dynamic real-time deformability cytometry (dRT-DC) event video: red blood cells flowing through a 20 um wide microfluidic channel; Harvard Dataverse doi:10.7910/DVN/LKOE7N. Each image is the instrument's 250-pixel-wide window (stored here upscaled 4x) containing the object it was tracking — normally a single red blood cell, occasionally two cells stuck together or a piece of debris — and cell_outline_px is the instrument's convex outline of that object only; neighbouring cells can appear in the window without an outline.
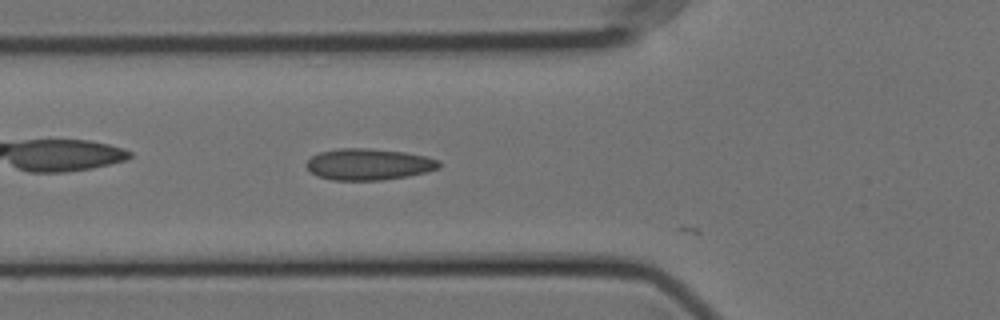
{"species": "Egyptian fruit bat (a non-hibernating species)", "species_latin": "Rousettus aegyptiacus", "temperature_condition": "cold", "stored_images_in_passage": 40, "camera_frame_rate_fps": 3000, "um_per_image_px": 0.085, "animal": {"sex": "female"}, "frame": {"image": 1, "passage_image": 3, "time_ms": 0.667, "image_size_px": [1000, 320], "cell_outline_px": [[440, 168], [428, 172], [408, 176], [384, 180], [332, 180], [316, 176], [304, 164], [312, 156], [320, 152], [340, 148], [372, 148], [404, 152], [424, 156], [440, 160]], "centroid_in_image_um": [31.35, 13.97], "position_along_channel_um": 94.5, "area_um2": 24.45}}
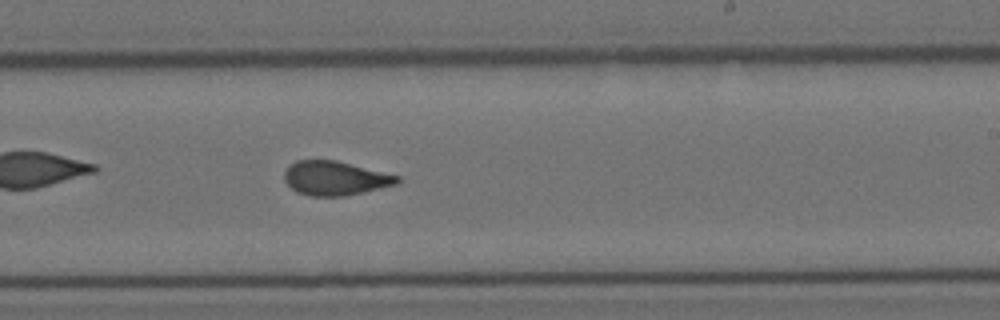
{"frame": {"image": 2, "passage_image": 17, "time_ms": 5.333, "image_size_px": [1000, 320], "cell_outline_px": [[400, 180], [396, 184], [344, 196], [312, 196], [296, 192], [284, 180], [284, 172], [296, 160], [336, 160], [400, 176]], "centroid_in_image_um": [28.47, 15.14], "position_along_channel_um": 260.5, "area_um2": 22.2}}
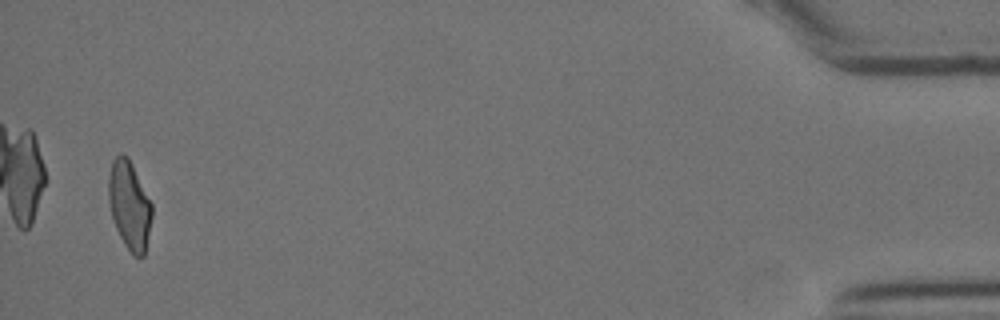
{"frame": {"image": 3, "passage_image": 38, "time_ms": 12.333, "image_size_px": [1000, 320], "cell_outline_px": [[152, 216], [144, 256], [132, 256], [124, 244], [112, 220], [108, 200], [108, 176], [112, 160], [120, 152], [128, 156], [152, 204]], "centroid_in_image_um": [10.98, 17.43], "position_along_channel_um": 424.2, "area_um2": 22.48}, "authors_computed_cell_mechanics": {"area_um2": 22.6865, "velocity_mm_per_s": 3.5452, "shape_relaxation_time_tau1_ms": 9.9005, "shape_relaxation_time_tau2_ms": 0.7501, "deformation_change_tau1": 0.1819, "deformation_change_tau2": 0.0494}}